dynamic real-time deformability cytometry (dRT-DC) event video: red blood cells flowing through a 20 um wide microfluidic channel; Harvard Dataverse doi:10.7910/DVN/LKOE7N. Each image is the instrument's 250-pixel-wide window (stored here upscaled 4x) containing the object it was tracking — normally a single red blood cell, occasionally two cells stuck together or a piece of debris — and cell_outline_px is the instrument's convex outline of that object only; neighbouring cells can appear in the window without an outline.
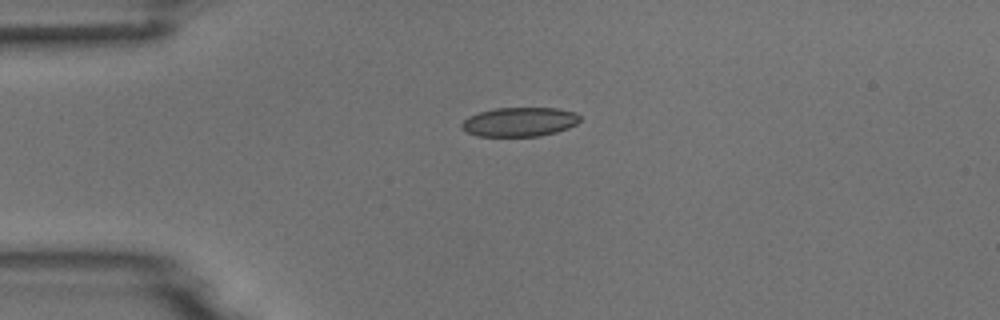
{"species": "common noctule bat (a hibernating species)", "species_latin": "Nyctalus noctula", "temperature_condition": "room temperature", "stored_images_in_passage": 2, "camera_frame_rate_fps": 3000, "um_per_image_px": 0.085, "animal": {"sex": "male", "body_mass_g": 18.8}, "frame": {"image": 1, "passage_image": 1, "time_ms": 0.0, "image_size_px": [1000, 320], "cell_outline_px": [[580, 120], [576, 124], [568, 128], [556, 132], [540, 136], [476, 136], [464, 132], [460, 128], [460, 124], [468, 116], [480, 112], [496, 108], [560, 108], [576, 112], [580, 116]], "centroid_in_image_um": [44.14, 10.36], "position_along_channel_um": 40.9, "area_um2": 20.35}}